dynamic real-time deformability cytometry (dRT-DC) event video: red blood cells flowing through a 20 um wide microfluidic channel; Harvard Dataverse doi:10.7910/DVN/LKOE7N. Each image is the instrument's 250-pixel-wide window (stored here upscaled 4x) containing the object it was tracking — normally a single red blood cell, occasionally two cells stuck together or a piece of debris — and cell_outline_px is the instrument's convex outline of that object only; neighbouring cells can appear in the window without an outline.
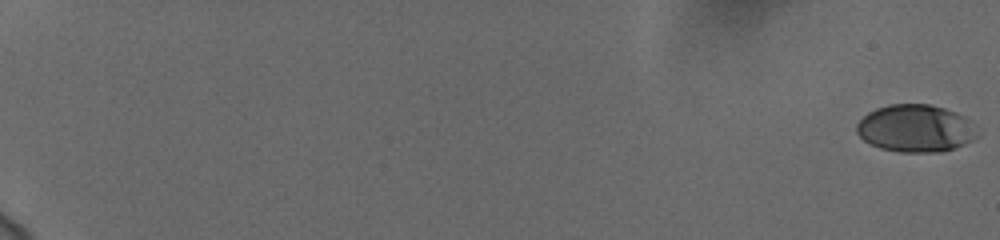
{"species": "human", "species_latin": "Homo sapiens", "temperature_condition": "cold", "stored_images_in_passage": 59, "camera_frame_rate_fps": 3000, "um_per_image_px": 0.085, "donor": {"sex": "female"}, "frame": {"image": 1, "passage_image": 1, "time_ms": 0.0, "image_size_px": [1000, 240], "cell_outline_px": [[980, 136], [956, 148], [940, 152], [900, 152], [880, 148], [864, 140], [856, 132], [856, 124], [868, 112], [876, 108], [888, 104], [928, 104], [944, 108], [956, 112], [972, 120], [976, 124]], "centroid_in_image_um": [77.88, 10.91], "position_along_channel_um": 7.1, "area_um2": 33.76}}
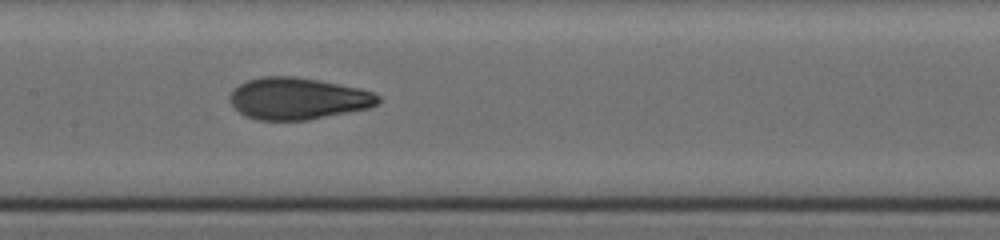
{"frame": {"image": 2, "passage_image": 34, "time_ms": 11.0, "image_size_px": [1000, 240], "cell_outline_px": [[380, 100], [376, 104], [368, 108], [304, 120], [256, 120], [244, 116], [228, 100], [228, 96], [240, 84], [248, 80], [260, 76], [296, 76], [320, 80], [360, 88], [372, 92], [380, 96]], "centroid_in_image_um": [25.29, 8.36], "position_along_channel_um": 182.1, "area_um2": 36.01}}
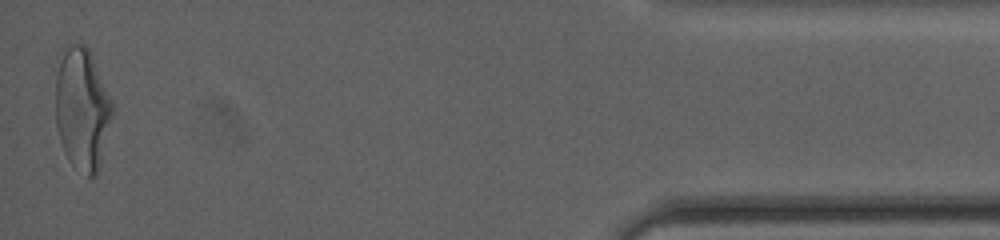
{"frame": {"image": 3, "passage_image": 59, "time_ms": 19.333, "image_size_px": [1000, 240], "cell_outline_px": [[112, 112], [100, 168], [96, 176], [88, 176], [68, 160], [64, 152], [56, 128], [56, 76], [60, 48], [68, 40], [84, 44], [88, 48], [112, 100]], "centroid_in_image_um": [6.95, 9.17], "position_along_channel_um": 428.3, "area_um2": 40.81}, "authors_computed_cell_mechanics": {"area_um2": 35.4892, "velocity_mm_per_s": 3.7307, "shape_relaxation_time_tau1_ms": 4.2246, "shape_relaxation_time_tau2_ms": 1.0119, "deformation_change_tau1": 0.1739, "deformation_change_tau2": 0.0633}}